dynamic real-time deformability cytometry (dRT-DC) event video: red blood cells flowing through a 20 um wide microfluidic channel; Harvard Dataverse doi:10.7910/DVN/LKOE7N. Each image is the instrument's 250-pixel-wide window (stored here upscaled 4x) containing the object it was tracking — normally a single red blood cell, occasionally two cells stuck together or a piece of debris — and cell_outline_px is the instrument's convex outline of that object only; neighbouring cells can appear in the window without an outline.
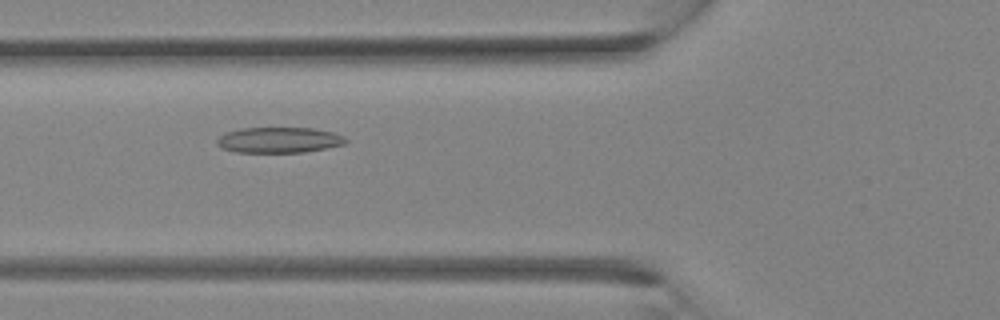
{"species": "Egyptian fruit bat (a non-hibernating species)", "species_latin": "Rousettus aegyptiacus", "temperature_condition": "room temperature", "stored_images_in_passage": 25, "camera_frame_rate_fps": 3000, "um_per_image_px": 0.085, "animal": {"sex": "female"}, "frame": {"image": 1, "passage_image": 4, "time_ms": 1.0, "image_size_px": [1000, 320], "cell_outline_px": [[348, 140], [344, 144], [304, 152], [236, 152], [220, 148], [216, 144], [216, 140], [224, 132], [244, 128], [312, 128], [332, 132], [344, 136]], "centroid_in_image_um": [23.67, 11.9], "position_along_channel_um": 102.1, "area_um2": 19.19}}
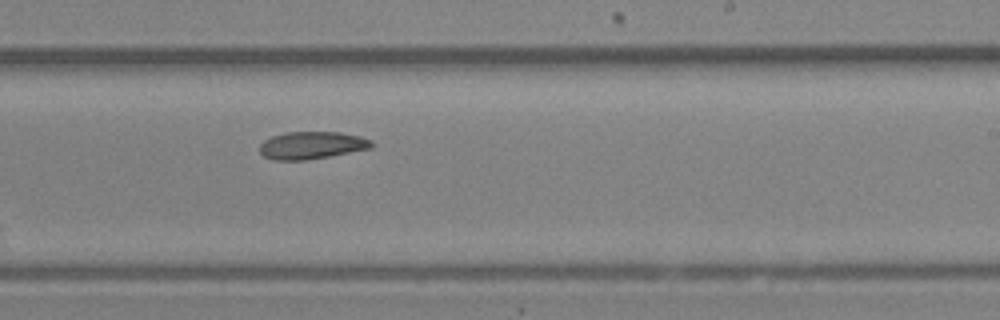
{"frame": {"image": 2, "passage_image": 12, "time_ms": 3.667, "image_size_px": [1000, 320], "cell_outline_px": [[372, 148], [328, 156], [304, 160], [272, 160], [264, 156], [260, 152], [260, 144], [264, 140], [272, 136], [288, 132], [340, 132], [360, 136], [372, 140]], "centroid_in_image_um": [26.49, 12.34], "position_along_channel_um": 262.5, "area_um2": 17.8}}
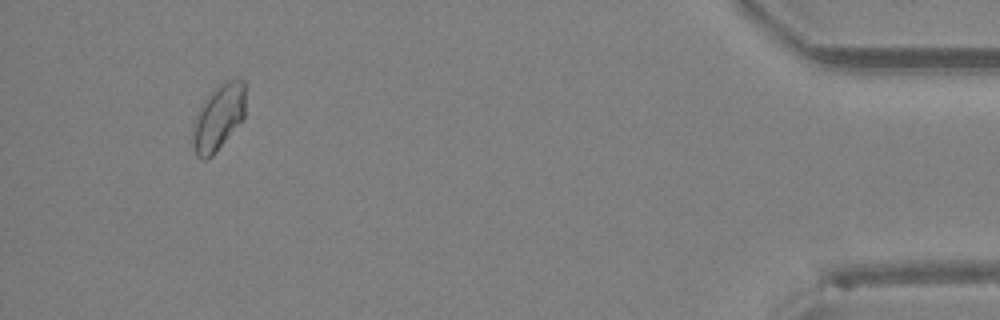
{"frame": {"image": 3, "passage_image": 23, "time_ms": 7.333, "image_size_px": [1000, 320], "cell_outline_px": [[244, 120], [212, 156], [204, 160], [200, 160], [196, 156], [192, 140], [196, 116], [204, 100], [224, 80], [236, 76], [240, 76], [244, 80]], "centroid_in_image_um": [18.6, 9.96], "position_along_channel_um": 416.6, "area_um2": 20.35}}